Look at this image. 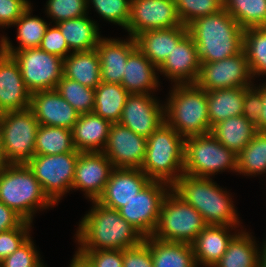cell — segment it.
Listing matches in <instances>:
<instances>
[{
	"label": "cell",
	"mask_w": 266,
	"mask_h": 267,
	"mask_svg": "<svg viewBox=\"0 0 266 267\" xmlns=\"http://www.w3.org/2000/svg\"><path fill=\"white\" fill-rule=\"evenodd\" d=\"M184 151L185 138L164 122L147 138L146 157L140 169L152 181L172 186L184 173Z\"/></svg>",
	"instance_id": "6"
},
{
	"label": "cell",
	"mask_w": 266,
	"mask_h": 267,
	"mask_svg": "<svg viewBox=\"0 0 266 267\" xmlns=\"http://www.w3.org/2000/svg\"><path fill=\"white\" fill-rule=\"evenodd\" d=\"M206 226L199 211L170 188L162 201L157 227L151 236L166 242L191 244Z\"/></svg>",
	"instance_id": "7"
},
{
	"label": "cell",
	"mask_w": 266,
	"mask_h": 267,
	"mask_svg": "<svg viewBox=\"0 0 266 267\" xmlns=\"http://www.w3.org/2000/svg\"><path fill=\"white\" fill-rule=\"evenodd\" d=\"M182 25L218 12L223 8V0H174Z\"/></svg>",
	"instance_id": "40"
},
{
	"label": "cell",
	"mask_w": 266,
	"mask_h": 267,
	"mask_svg": "<svg viewBox=\"0 0 266 267\" xmlns=\"http://www.w3.org/2000/svg\"><path fill=\"white\" fill-rule=\"evenodd\" d=\"M238 155L220 143L211 132L185 138L184 173L210 178L223 170L237 172Z\"/></svg>",
	"instance_id": "8"
},
{
	"label": "cell",
	"mask_w": 266,
	"mask_h": 267,
	"mask_svg": "<svg viewBox=\"0 0 266 267\" xmlns=\"http://www.w3.org/2000/svg\"><path fill=\"white\" fill-rule=\"evenodd\" d=\"M253 79L246 55L240 53L221 61L201 63L195 84L205 91L252 86ZM252 83V84H251Z\"/></svg>",
	"instance_id": "13"
},
{
	"label": "cell",
	"mask_w": 266,
	"mask_h": 267,
	"mask_svg": "<svg viewBox=\"0 0 266 267\" xmlns=\"http://www.w3.org/2000/svg\"><path fill=\"white\" fill-rule=\"evenodd\" d=\"M31 237L22 244L14 253L10 254L0 262L1 267H38L40 261L39 253L36 251Z\"/></svg>",
	"instance_id": "44"
},
{
	"label": "cell",
	"mask_w": 266,
	"mask_h": 267,
	"mask_svg": "<svg viewBox=\"0 0 266 267\" xmlns=\"http://www.w3.org/2000/svg\"><path fill=\"white\" fill-rule=\"evenodd\" d=\"M170 188L168 183L151 180L118 212L145 238L150 237L157 227L162 201Z\"/></svg>",
	"instance_id": "12"
},
{
	"label": "cell",
	"mask_w": 266,
	"mask_h": 267,
	"mask_svg": "<svg viewBox=\"0 0 266 267\" xmlns=\"http://www.w3.org/2000/svg\"><path fill=\"white\" fill-rule=\"evenodd\" d=\"M38 267H44V264L43 263H41ZM46 267V266H45Z\"/></svg>",
	"instance_id": "56"
},
{
	"label": "cell",
	"mask_w": 266,
	"mask_h": 267,
	"mask_svg": "<svg viewBox=\"0 0 266 267\" xmlns=\"http://www.w3.org/2000/svg\"><path fill=\"white\" fill-rule=\"evenodd\" d=\"M56 25L59 27L72 53L93 50L98 46L101 38L98 25L86 15L63 20L56 23Z\"/></svg>",
	"instance_id": "29"
},
{
	"label": "cell",
	"mask_w": 266,
	"mask_h": 267,
	"mask_svg": "<svg viewBox=\"0 0 266 267\" xmlns=\"http://www.w3.org/2000/svg\"><path fill=\"white\" fill-rule=\"evenodd\" d=\"M235 227L237 228V226L207 225L191 243L196 265L213 267L236 235V232L234 235L229 234V229Z\"/></svg>",
	"instance_id": "24"
},
{
	"label": "cell",
	"mask_w": 266,
	"mask_h": 267,
	"mask_svg": "<svg viewBox=\"0 0 266 267\" xmlns=\"http://www.w3.org/2000/svg\"><path fill=\"white\" fill-rule=\"evenodd\" d=\"M30 226L31 222L24 221L18 228L0 232V262L30 238Z\"/></svg>",
	"instance_id": "43"
},
{
	"label": "cell",
	"mask_w": 266,
	"mask_h": 267,
	"mask_svg": "<svg viewBox=\"0 0 266 267\" xmlns=\"http://www.w3.org/2000/svg\"><path fill=\"white\" fill-rule=\"evenodd\" d=\"M253 240L248 232H238L213 267H259V251Z\"/></svg>",
	"instance_id": "33"
},
{
	"label": "cell",
	"mask_w": 266,
	"mask_h": 267,
	"mask_svg": "<svg viewBox=\"0 0 266 267\" xmlns=\"http://www.w3.org/2000/svg\"><path fill=\"white\" fill-rule=\"evenodd\" d=\"M55 90L80 115L94 111L95 89L81 85L75 80L62 76Z\"/></svg>",
	"instance_id": "39"
},
{
	"label": "cell",
	"mask_w": 266,
	"mask_h": 267,
	"mask_svg": "<svg viewBox=\"0 0 266 267\" xmlns=\"http://www.w3.org/2000/svg\"><path fill=\"white\" fill-rule=\"evenodd\" d=\"M223 8L243 29L266 26V0H223Z\"/></svg>",
	"instance_id": "37"
},
{
	"label": "cell",
	"mask_w": 266,
	"mask_h": 267,
	"mask_svg": "<svg viewBox=\"0 0 266 267\" xmlns=\"http://www.w3.org/2000/svg\"><path fill=\"white\" fill-rule=\"evenodd\" d=\"M165 122L164 105L151 94H129L119 121L134 133L148 138Z\"/></svg>",
	"instance_id": "16"
},
{
	"label": "cell",
	"mask_w": 266,
	"mask_h": 267,
	"mask_svg": "<svg viewBox=\"0 0 266 267\" xmlns=\"http://www.w3.org/2000/svg\"><path fill=\"white\" fill-rule=\"evenodd\" d=\"M3 115H4V113L0 110V128H1V123H2V119H3Z\"/></svg>",
	"instance_id": "55"
},
{
	"label": "cell",
	"mask_w": 266,
	"mask_h": 267,
	"mask_svg": "<svg viewBox=\"0 0 266 267\" xmlns=\"http://www.w3.org/2000/svg\"><path fill=\"white\" fill-rule=\"evenodd\" d=\"M171 188L202 215L207 225L236 226L238 214L230 194L219 188L212 178L183 174Z\"/></svg>",
	"instance_id": "3"
},
{
	"label": "cell",
	"mask_w": 266,
	"mask_h": 267,
	"mask_svg": "<svg viewBox=\"0 0 266 267\" xmlns=\"http://www.w3.org/2000/svg\"><path fill=\"white\" fill-rule=\"evenodd\" d=\"M188 34L187 26L181 25L167 29L146 30L134 37L136 47L157 68L170 55L176 46Z\"/></svg>",
	"instance_id": "23"
},
{
	"label": "cell",
	"mask_w": 266,
	"mask_h": 267,
	"mask_svg": "<svg viewBox=\"0 0 266 267\" xmlns=\"http://www.w3.org/2000/svg\"><path fill=\"white\" fill-rule=\"evenodd\" d=\"M164 117L184 138L210 133L206 91L196 84L175 85L164 106Z\"/></svg>",
	"instance_id": "5"
},
{
	"label": "cell",
	"mask_w": 266,
	"mask_h": 267,
	"mask_svg": "<svg viewBox=\"0 0 266 267\" xmlns=\"http://www.w3.org/2000/svg\"><path fill=\"white\" fill-rule=\"evenodd\" d=\"M39 126L30 108L4 113L0 133L6 164H26L35 155Z\"/></svg>",
	"instance_id": "9"
},
{
	"label": "cell",
	"mask_w": 266,
	"mask_h": 267,
	"mask_svg": "<svg viewBox=\"0 0 266 267\" xmlns=\"http://www.w3.org/2000/svg\"><path fill=\"white\" fill-rule=\"evenodd\" d=\"M31 93L25 86L18 63L0 50V110L5 113L30 108Z\"/></svg>",
	"instance_id": "21"
},
{
	"label": "cell",
	"mask_w": 266,
	"mask_h": 267,
	"mask_svg": "<svg viewBox=\"0 0 266 267\" xmlns=\"http://www.w3.org/2000/svg\"><path fill=\"white\" fill-rule=\"evenodd\" d=\"M246 87L206 91L210 129L217 123L243 112Z\"/></svg>",
	"instance_id": "28"
},
{
	"label": "cell",
	"mask_w": 266,
	"mask_h": 267,
	"mask_svg": "<svg viewBox=\"0 0 266 267\" xmlns=\"http://www.w3.org/2000/svg\"><path fill=\"white\" fill-rule=\"evenodd\" d=\"M90 1L102 18L126 29L130 18L131 0H87V4Z\"/></svg>",
	"instance_id": "41"
},
{
	"label": "cell",
	"mask_w": 266,
	"mask_h": 267,
	"mask_svg": "<svg viewBox=\"0 0 266 267\" xmlns=\"http://www.w3.org/2000/svg\"><path fill=\"white\" fill-rule=\"evenodd\" d=\"M201 62L198 49L192 37L187 34L170 55L158 67V71L174 81L175 85L195 84Z\"/></svg>",
	"instance_id": "19"
},
{
	"label": "cell",
	"mask_w": 266,
	"mask_h": 267,
	"mask_svg": "<svg viewBox=\"0 0 266 267\" xmlns=\"http://www.w3.org/2000/svg\"><path fill=\"white\" fill-rule=\"evenodd\" d=\"M79 153L74 150L56 155H34L26 163L54 204L72 189Z\"/></svg>",
	"instance_id": "10"
},
{
	"label": "cell",
	"mask_w": 266,
	"mask_h": 267,
	"mask_svg": "<svg viewBox=\"0 0 266 267\" xmlns=\"http://www.w3.org/2000/svg\"><path fill=\"white\" fill-rule=\"evenodd\" d=\"M261 101L263 109L260 114V122L256 126L257 131L266 132V82L262 84V97Z\"/></svg>",
	"instance_id": "51"
},
{
	"label": "cell",
	"mask_w": 266,
	"mask_h": 267,
	"mask_svg": "<svg viewBox=\"0 0 266 267\" xmlns=\"http://www.w3.org/2000/svg\"><path fill=\"white\" fill-rule=\"evenodd\" d=\"M111 122L94 112L82 114L73 125L72 139L79 152H102L108 139Z\"/></svg>",
	"instance_id": "25"
},
{
	"label": "cell",
	"mask_w": 266,
	"mask_h": 267,
	"mask_svg": "<svg viewBox=\"0 0 266 267\" xmlns=\"http://www.w3.org/2000/svg\"><path fill=\"white\" fill-rule=\"evenodd\" d=\"M243 51L252 77L266 75V26L244 29Z\"/></svg>",
	"instance_id": "36"
},
{
	"label": "cell",
	"mask_w": 266,
	"mask_h": 267,
	"mask_svg": "<svg viewBox=\"0 0 266 267\" xmlns=\"http://www.w3.org/2000/svg\"><path fill=\"white\" fill-rule=\"evenodd\" d=\"M263 244L262 251H259V267H266V241Z\"/></svg>",
	"instance_id": "53"
},
{
	"label": "cell",
	"mask_w": 266,
	"mask_h": 267,
	"mask_svg": "<svg viewBox=\"0 0 266 267\" xmlns=\"http://www.w3.org/2000/svg\"><path fill=\"white\" fill-rule=\"evenodd\" d=\"M74 150L70 129L57 126H39L35 139V155H56Z\"/></svg>",
	"instance_id": "35"
},
{
	"label": "cell",
	"mask_w": 266,
	"mask_h": 267,
	"mask_svg": "<svg viewBox=\"0 0 266 267\" xmlns=\"http://www.w3.org/2000/svg\"><path fill=\"white\" fill-rule=\"evenodd\" d=\"M257 132L256 126L243 115L223 120L211 129V134L237 155L248 145Z\"/></svg>",
	"instance_id": "30"
},
{
	"label": "cell",
	"mask_w": 266,
	"mask_h": 267,
	"mask_svg": "<svg viewBox=\"0 0 266 267\" xmlns=\"http://www.w3.org/2000/svg\"><path fill=\"white\" fill-rule=\"evenodd\" d=\"M201 63L221 61L243 50L244 29L222 8L187 25Z\"/></svg>",
	"instance_id": "2"
},
{
	"label": "cell",
	"mask_w": 266,
	"mask_h": 267,
	"mask_svg": "<svg viewBox=\"0 0 266 267\" xmlns=\"http://www.w3.org/2000/svg\"><path fill=\"white\" fill-rule=\"evenodd\" d=\"M46 4L47 14L55 23L88 15L87 0H48Z\"/></svg>",
	"instance_id": "42"
},
{
	"label": "cell",
	"mask_w": 266,
	"mask_h": 267,
	"mask_svg": "<svg viewBox=\"0 0 266 267\" xmlns=\"http://www.w3.org/2000/svg\"><path fill=\"white\" fill-rule=\"evenodd\" d=\"M113 170L112 162L102 152H80L72 189L80 188L91 201H97Z\"/></svg>",
	"instance_id": "17"
},
{
	"label": "cell",
	"mask_w": 266,
	"mask_h": 267,
	"mask_svg": "<svg viewBox=\"0 0 266 267\" xmlns=\"http://www.w3.org/2000/svg\"><path fill=\"white\" fill-rule=\"evenodd\" d=\"M77 252L82 254L93 267H123L122 250L120 249Z\"/></svg>",
	"instance_id": "48"
},
{
	"label": "cell",
	"mask_w": 266,
	"mask_h": 267,
	"mask_svg": "<svg viewBox=\"0 0 266 267\" xmlns=\"http://www.w3.org/2000/svg\"><path fill=\"white\" fill-rule=\"evenodd\" d=\"M0 201L31 223L34 211L55 205L26 164L0 168Z\"/></svg>",
	"instance_id": "4"
},
{
	"label": "cell",
	"mask_w": 266,
	"mask_h": 267,
	"mask_svg": "<svg viewBox=\"0 0 266 267\" xmlns=\"http://www.w3.org/2000/svg\"><path fill=\"white\" fill-rule=\"evenodd\" d=\"M30 4L27 0H0V27L13 25Z\"/></svg>",
	"instance_id": "49"
},
{
	"label": "cell",
	"mask_w": 266,
	"mask_h": 267,
	"mask_svg": "<svg viewBox=\"0 0 266 267\" xmlns=\"http://www.w3.org/2000/svg\"><path fill=\"white\" fill-rule=\"evenodd\" d=\"M82 218L76 231L81 245L78 251L127 249L140 244L145 237L124 218L118 210L107 208L97 201Z\"/></svg>",
	"instance_id": "1"
},
{
	"label": "cell",
	"mask_w": 266,
	"mask_h": 267,
	"mask_svg": "<svg viewBox=\"0 0 266 267\" xmlns=\"http://www.w3.org/2000/svg\"><path fill=\"white\" fill-rule=\"evenodd\" d=\"M147 138L134 133L119 122L112 123L102 153L114 168H141L145 161Z\"/></svg>",
	"instance_id": "15"
},
{
	"label": "cell",
	"mask_w": 266,
	"mask_h": 267,
	"mask_svg": "<svg viewBox=\"0 0 266 267\" xmlns=\"http://www.w3.org/2000/svg\"><path fill=\"white\" fill-rule=\"evenodd\" d=\"M129 95L121 84L101 82L95 88L94 113L111 123L120 121Z\"/></svg>",
	"instance_id": "34"
},
{
	"label": "cell",
	"mask_w": 266,
	"mask_h": 267,
	"mask_svg": "<svg viewBox=\"0 0 266 267\" xmlns=\"http://www.w3.org/2000/svg\"><path fill=\"white\" fill-rule=\"evenodd\" d=\"M30 109L40 125L70 130L80 116L55 89L32 93Z\"/></svg>",
	"instance_id": "20"
},
{
	"label": "cell",
	"mask_w": 266,
	"mask_h": 267,
	"mask_svg": "<svg viewBox=\"0 0 266 267\" xmlns=\"http://www.w3.org/2000/svg\"><path fill=\"white\" fill-rule=\"evenodd\" d=\"M39 48L62 59H65L68 56L67 53L70 52L65 38L56 24L52 28L48 26Z\"/></svg>",
	"instance_id": "46"
},
{
	"label": "cell",
	"mask_w": 266,
	"mask_h": 267,
	"mask_svg": "<svg viewBox=\"0 0 266 267\" xmlns=\"http://www.w3.org/2000/svg\"><path fill=\"white\" fill-rule=\"evenodd\" d=\"M155 70L158 68L136 48L127 58L121 85L129 94H151L159 84Z\"/></svg>",
	"instance_id": "26"
},
{
	"label": "cell",
	"mask_w": 266,
	"mask_h": 267,
	"mask_svg": "<svg viewBox=\"0 0 266 267\" xmlns=\"http://www.w3.org/2000/svg\"><path fill=\"white\" fill-rule=\"evenodd\" d=\"M25 220L0 201V232L18 228Z\"/></svg>",
	"instance_id": "50"
},
{
	"label": "cell",
	"mask_w": 266,
	"mask_h": 267,
	"mask_svg": "<svg viewBox=\"0 0 266 267\" xmlns=\"http://www.w3.org/2000/svg\"><path fill=\"white\" fill-rule=\"evenodd\" d=\"M71 267H93V265L80 253L75 252L70 264Z\"/></svg>",
	"instance_id": "52"
},
{
	"label": "cell",
	"mask_w": 266,
	"mask_h": 267,
	"mask_svg": "<svg viewBox=\"0 0 266 267\" xmlns=\"http://www.w3.org/2000/svg\"><path fill=\"white\" fill-rule=\"evenodd\" d=\"M150 181L151 179L139 168H114L97 202L107 208L118 210Z\"/></svg>",
	"instance_id": "18"
},
{
	"label": "cell",
	"mask_w": 266,
	"mask_h": 267,
	"mask_svg": "<svg viewBox=\"0 0 266 267\" xmlns=\"http://www.w3.org/2000/svg\"><path fill=\"white\" fill-rule=\"evenodd\" d=\"M174 0H131L126 30L135 37L146 30L181 26Z\"/></svg>",
	"instance_id": "14"
},
{
	"label": "cell",
	"mask_w": 266,
	"mask_h": 267,
	"mask_svg": "<svg viewBox=\"0 0 266 267\" xmlns=\"http://www.w3.org/2000/svg\"><path fill=\"white\" fill-rule=\"evenodd\" d=\"M18 63L26 88L32 94L52 90L63 76V59L40 48L2 51Z\"/></svg>",
	"instance_id": "11"
},
{
	"label": "cell",
	"mask_w": 266,
	"mask_h": 267,
	"mask_svg": "<svg viewBox=\"0 0 266 267\" xmlns=\"http://www.w3.org/2000/svg\"><path fill=\"white\" fill-rule=\"evenodd\" d=\"M128 41L100 38L96 47L101 66V82L121 84L128 56L137 48L133 37Z\"/></svg>",
	"instance_id": "22"
},
{
	"label": "cell",
	"mask_w": 266,
	"mask_h": 267,
	"mask_svg": "<svg viewBox=\"0 0 266 267\" xmlns=\"http://www.w3.org/2000/svg\"><path fill=\"white\" fill-rule=\"evenodd\" d=\"M6 164L3 149H2V142H1V133H0V168Z\"/></svg>",
	"instance_id": "54"
},
{
	"label": "cell",
	"mask_w": 266,
	"mask_h": 267,
	"mask_svg": "<svg viewBox=\"0 0 266 267\" xmlns=\"http://www.w3.org/2000/svg\"><path fill=\"white\" fill-rule=\"evenodd\" d=\"M63 76L95 89L101 83V66L97 50L70 53L63 59Z\"/></svg>",
	"instance_id": "27"
},
{
	"label": "cell",
	"mask_w": 266,
	"mask_h": 267,
	"mask_svg": "<svg viewBox=\"0 0 266 267\" xmlns=\"http://www.w3.org/2000/svg\"><path fill=\"white\" fill-rule=\"evenodd\" d=\"M153 267H198L192 245L184 242H166L150 236Z\"/></svg>",
	"instance_id": "31"
},
{
	"label": "cell",
	"mask_w": 266,
	"mask_h": 267,
	"mask_svg": "<svg viewBox=\"0 0 266 267\" xmlns=\"http://www.w3.org/2000/svg\"><path fill=\"white\" fill-rule=\"evenodd\" d=\"M253 86H246L242 115L253 125L257 126L263 109L261 101L262 86L260 85L257 89Z\"/></svg>",
	"instance_id": "47"
},
{
	"label": "cell",
	"mask_w": 266,
	"mask_h": 267,
	"mask_svg": "<svg viewBox=\"0 0 266 267\" xmlns=\"http://www.w3.org/2000/svg\"><path fill=\"white\" fill-rule=\"evenodd\" d=\"M123 267H153L150 237L140 244L122 250Z\"/></svg>",
	"instance_id": "45"
},
{
	"label": "cell",
	"mask_w": 266,
	"mask_h": 267,
	"mask_svg": "<svg viewBox=\"0 0 266 267\" xmlns=\"http://www.w3.org/2000/svg\"><path fill=\"white\" fill-rule=\"evenodd\" d=\"M31 5L22 13L20 18L13 24L18 26L17 28V40L19 41V47L14 48L9 38L2 37L0 39L1 51H18L28 48H39L42 38L50 25L44 20L38 17H32Z\"/></svg>",
	"instance_id": "32"
},
{
	"label": "cell",
	"mask_w": 266,
	"mask_h": 267,
	"mask_svg": "<svg viewBox=\"0 0 266 267\" xmlns=\"http://www.w3.org/2000/svg\"><path fill=\"white\" fill-rule=\"evenodd\" d=\"M237 172L247 176L266 173V132L257 131L238 154Z\"/></svg>",
	"instance_id": "38"
}]
</instances>
